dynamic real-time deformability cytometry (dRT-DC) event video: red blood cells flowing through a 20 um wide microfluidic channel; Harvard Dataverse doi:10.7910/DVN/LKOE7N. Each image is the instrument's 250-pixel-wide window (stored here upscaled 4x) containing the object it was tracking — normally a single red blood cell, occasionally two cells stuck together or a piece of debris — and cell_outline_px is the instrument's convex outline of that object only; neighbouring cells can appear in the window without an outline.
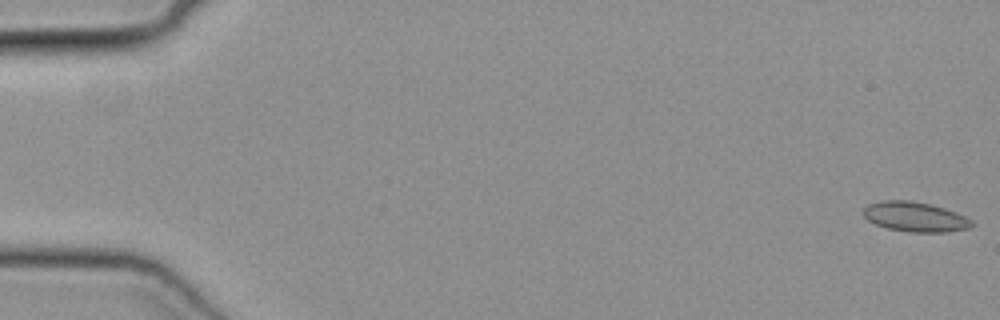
{"species": "common noctule bat (a hibernating species)", "species_latin": "Nyctalus noctula", "temperature_condition": "cold", "stored_images_in_passage": 47, "camera_frame_rate_fps": 3000, "um_per_image_px": 0.085, "animal": {"sex": "female", "body_mass_g": 19.3, "forearm_length_mm": 54.1}, "frame": {"image": 1, "passage_image": 1, "time_ms": 0.0, "image_size_px": [1000, 320], "cell_outline_px": [[976, 224], [968, 228], [948, 232], [908, 232], [888, 228], [876, 224], [868, 220], [860, 212], [868, 204], [880, 200], [908, 200], [928, 204], [944, 208], [956, 212], [972, 220]], "centroid_in_image_um": [77.76, 18.43], "position_along_channel_um": 7.2, "area_um2": 18.9}}
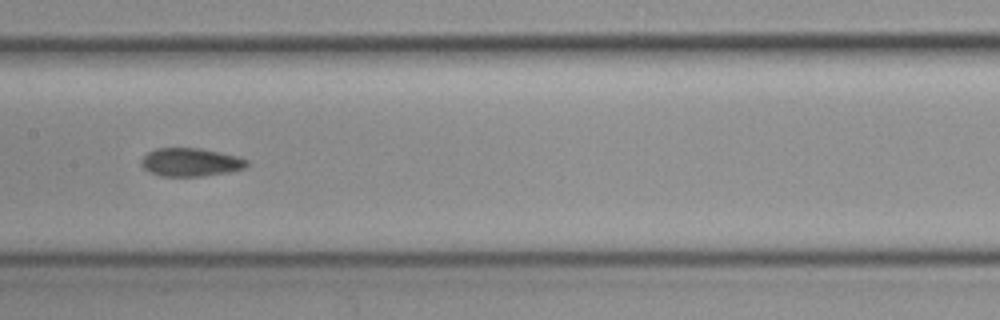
{"frame": {"image": 2, "passage_image": 26, "time_ms": 8.333, "image_size_px": [1000, 320], "cell_outline_px": [[248, 164], [244, 168], [228, 172], [204, 176], [160, 176], [148, 172], [140, 164], [140, 160], [148, 152], [156, 148], [200, 148], [240, 156], [248, 160]], "centroid_in_image_um": [16.19, 13.78], "position_along_channel_um": 191.2, "area_um2": 17.57}}
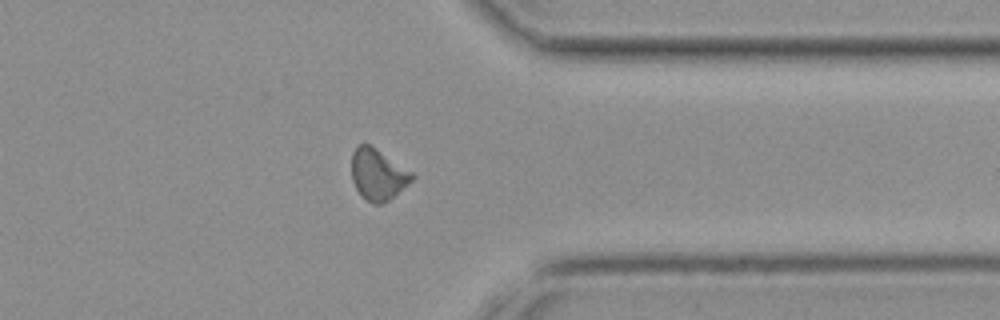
{"frame": {"image": 3, "passage_image": 40, "time_ms": 13.0, "image_size_px": [1000, 320], "cell_outline_px": [[416, 176], [408, 184], [384, 204], [372, 204], [356, 188], [352, 180], [352, 152], [360, 144], [368, 144], [412, 172]], "centroid_in_image_um": [32.12, 14.85], "position_along_channel_um": 379.3, "area_um2": 17.57}}